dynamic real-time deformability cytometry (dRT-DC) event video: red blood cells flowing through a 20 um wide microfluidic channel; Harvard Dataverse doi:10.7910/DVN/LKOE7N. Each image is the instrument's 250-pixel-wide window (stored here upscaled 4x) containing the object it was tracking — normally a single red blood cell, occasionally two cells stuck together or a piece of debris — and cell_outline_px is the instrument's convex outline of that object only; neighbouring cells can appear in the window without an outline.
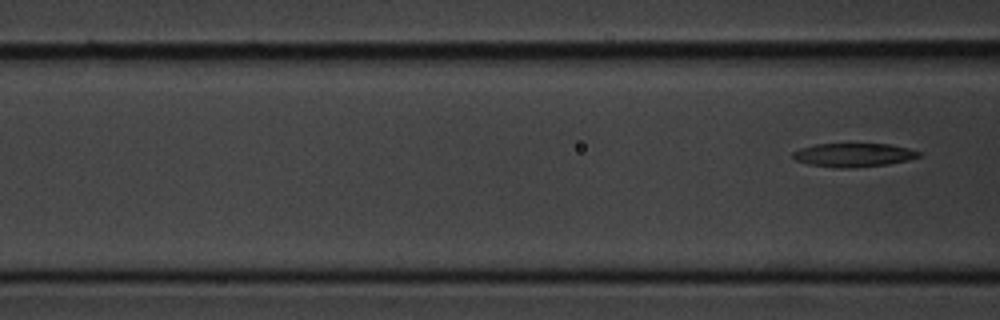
{"species": "common noctule bat (a hibernating species)", "species_latin": "Nyctalus noctula", "temperature_condition": "cold", "stored_images_in_passage": 7, "segment_of_instrument_passage": [2, 2], "camera_frame_rate_fps": 3000, "um_per_image_px": 0.085, "animal": {"sex": "male", "body_mass_g": 20.1, "forearm_length_mm": 53.5}, "frame": {"image": 1, "passage_image": 7, "time_ms": 8.0, "image_size_px": [1000, 320], "cell_outline_px": [[920, 156], [908, 160], [888, 164], [848, 168], [836, 168], [808, 164], [796, 160], [792, 156], [792, 152], [800, 148], [816, 144], [888, 144], [908, 148], [920, 152]], "centroid_in_image_um": [72.53, 13.17], "position_along_channel_um": 94.1, "area_um2": 17.28}}